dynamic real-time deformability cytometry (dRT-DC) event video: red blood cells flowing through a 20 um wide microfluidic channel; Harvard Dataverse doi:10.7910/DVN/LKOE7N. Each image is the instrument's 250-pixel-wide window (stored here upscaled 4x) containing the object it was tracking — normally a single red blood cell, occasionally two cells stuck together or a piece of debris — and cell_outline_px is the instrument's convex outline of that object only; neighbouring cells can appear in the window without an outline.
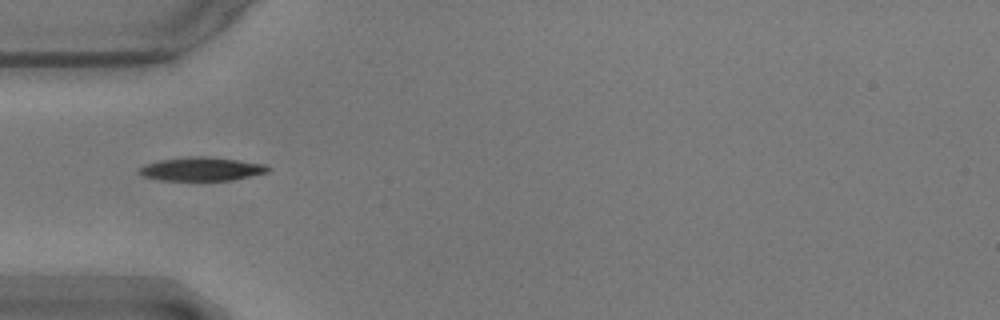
{"species": "common noctule bat (a hibernating species)", "species_latin": "Nyctalus noctula", "temperature_condition": "warm", "stored_images_in_passage": 32, "camera_frame_rate_fps": 3000, "um_per_image_px": 0.085, "animal": {"sex": "male", "body_mass_g": 17.9}, "frame": {"image": 1, "passage_image": 1, "time_ms": 0.0, "image_size_px": [1000, 320], "cell_outline_px": [[268, 172], [232, 180], [160, 180], [144, 176], [136, 172], [144, 164], [160, 160], [192, 156], [204, 156], [268, 164]], "centroid_in_image_um": [17.11, 14.36], "position_along_channel_um": 67.9, "area_um2": 17.57}}
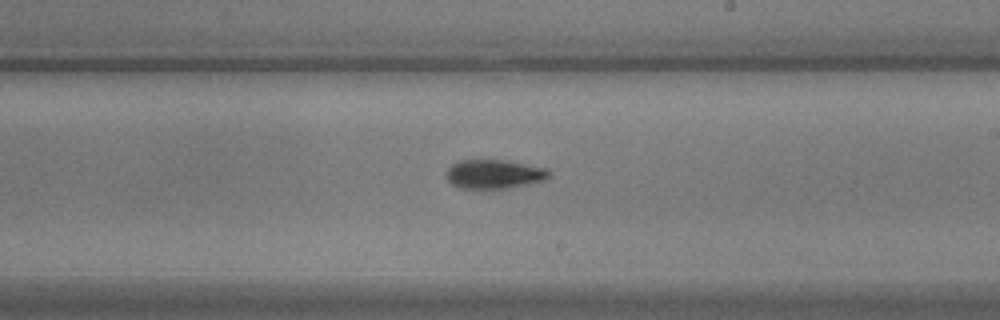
{"frame": {"image": 2, "passage_image": 16, "time_ms": 5.0, "image_size_px": [1000, 320], "cell_outline_px": [[552, 176], [544, 180], [528, 184], [508, 188], [460, 188], [452, 184], [444, 176], [444, 172], [452, 164], [460, 160], [500, 160], [548, 168], [552, 172]], "centroid_in_image_um": [42.0, 14.8], "position_along_channel_um": 247.0, "area_um2": 17.46}}
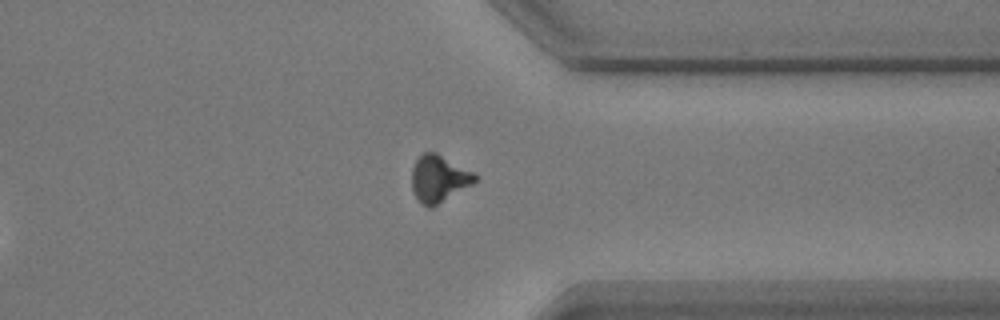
{"frame": {"image": 3, "passage_image": 27, "time_ms": 8.667, "image_size_px": [1000, 320], "cell_outline_px": [[476, 180], [472, 184], [432, 208], [428, 208], [420, 204], [412, 192], [412, 168], [416, 160], [424, 152], [436, 152], [472, 172], [476, 176]], "centroid_in_image_um": [37.25, 15.22], "position_along_channel_um": 374.1, "area_um2": 17.17}, "authors_computed_cell_mechanics": {"area_um2": 17.0799, "velocity_mm_per_s": 3.5731, "shape_relaxation_time_tau1_ms": 3.4809, "shape_relaxation_time_tau2_ms": 8.1096, "deformation_change_tau1": 0.1553, "deformation_change_tau2": 0.1456}}